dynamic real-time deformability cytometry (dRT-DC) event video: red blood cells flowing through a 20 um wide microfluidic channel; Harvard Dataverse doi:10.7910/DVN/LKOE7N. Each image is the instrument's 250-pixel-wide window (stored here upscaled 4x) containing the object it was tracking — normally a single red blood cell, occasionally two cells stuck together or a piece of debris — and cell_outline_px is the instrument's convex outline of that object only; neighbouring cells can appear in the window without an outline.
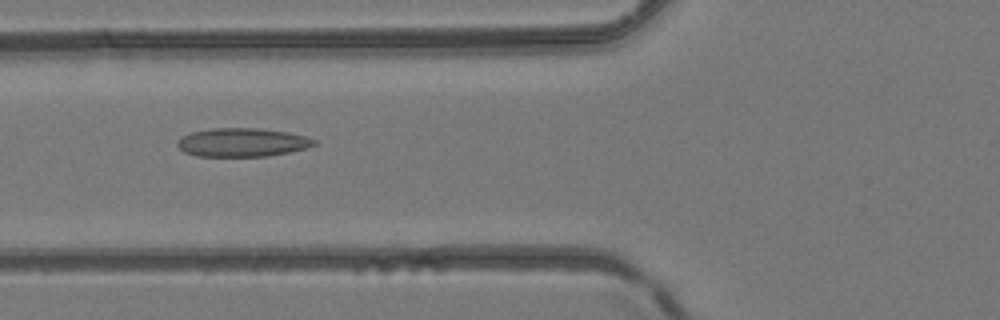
{"species": "common noctule bat (a hibernating species)", "species_latin": "Nyctalus noctula", "temperature_condition": "room temperature", "stored_images_in_passage": 30, "camera_frame_rate_fps": 3000, "um_per_image_px": 0.085, "animal": {"sex": "female", "body_mass_g": 24.6, "forearm_length_mm": 56.2}, "frame": {"image": 1, "passage_image": 4, "time_ms": 1.0, "image_size_px": [1000, 320], "cell_outline_px": [[316, 144], [304, 148], [288, 152], [268, 156], [196, 156], [184, 152], [176, 144], [176, 140], [180, 136], [192, 132], [212, 128], [256, 128], [288, 132], [304, 136], [316, 140]], "centroid_in_image_um": [20.53, 12.1], "position_along_channel_um": 105.3, "area_um2": 22.72}}
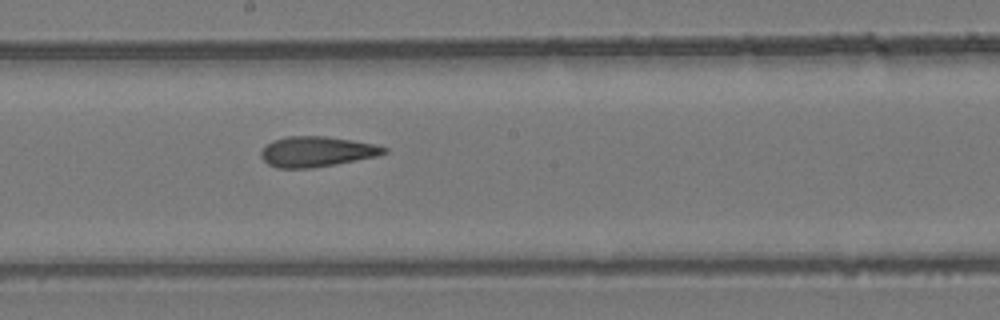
{"frame": {"image": 2, "passage_image": 12, "time_ms": 3.667, "image_size_px": [1000, 320], "cell_outline_px": [[388, 152], [376, 156], [356, 160], [312, 168], [276, 168], [268, 164], [260, 156], [260, 152], [272, 140], [288, 136], [328, 136], [352, 140], [372, 144], [388, 148]], "centroid_in_image_um": [26.89, 12.88], "position_along_channel_um": 221.3, "area_um2": 21.62}}
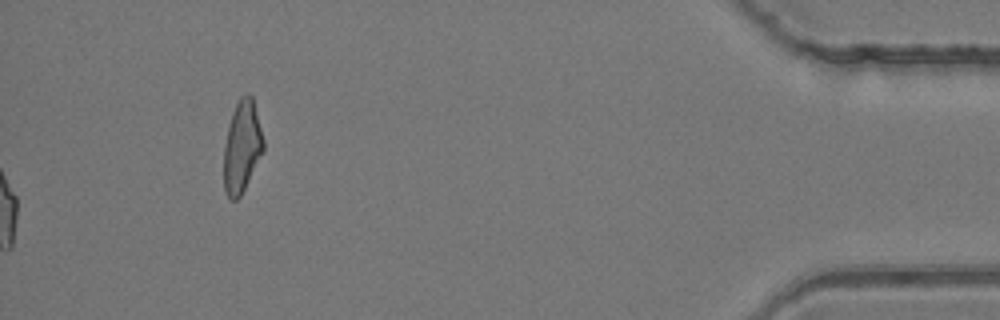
{"frame": {"image": 3, "passage_image": 30, "time_ms": 9.667, "image_size_px": [1000, 320], "cell_outline_px": [[264, 152], [240, 196], [236, 200], [232, 200], [224, 192], [224, 144], [228, 124], [232, 112], [240, 96], [248, 92], [252, 96], [264, 140]], "centroid_in_image_um": [20.57, 12.46], "position_along_channel_um": 414.6, "area_um2": 21.33}}